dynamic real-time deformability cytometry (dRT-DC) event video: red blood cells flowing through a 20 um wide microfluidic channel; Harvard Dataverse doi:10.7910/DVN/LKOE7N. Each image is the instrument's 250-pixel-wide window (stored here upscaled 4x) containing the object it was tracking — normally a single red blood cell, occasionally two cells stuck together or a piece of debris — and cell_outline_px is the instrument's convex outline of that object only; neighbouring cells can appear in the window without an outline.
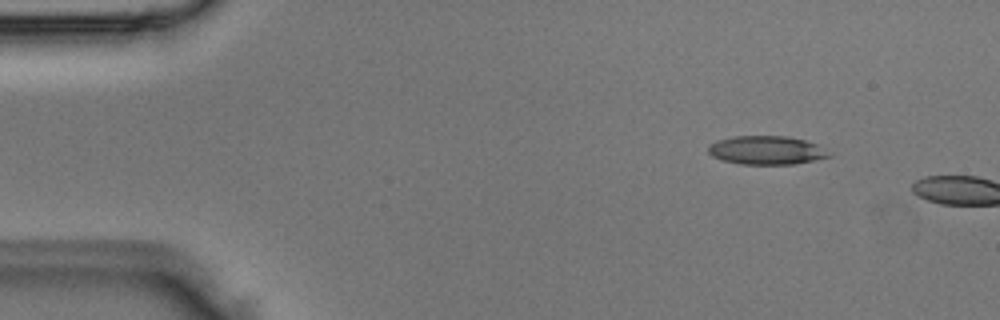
{"species": "Egyptian fruit bat (a non-hibernating species)", "species_latin": "Rousettus aegyptiacus", "temperature_condition": "room temperature", "stored_images_in_passage": 3, "camera_frame_rate_fps": 3000, "um_per_image_px": 0.085, "animal": {"sex": "male"}, "frame": {"image": 1, "passage_image": 2, "time_ms": 0.333, "image_size_px": [1000, 320], "cell_outline_px": [[832, 156], [816, 160], [796, 164], [740, 164], [720, 160], [712, 156], [708, 152], [708, 144], [716, 140], [732, 136], [784, 136], [804, 140], [816, 144]], "centroid_in_image_um": [65.08, 12.77], "position_along_channel_um": 19.9, "area_um2": 20.17}}